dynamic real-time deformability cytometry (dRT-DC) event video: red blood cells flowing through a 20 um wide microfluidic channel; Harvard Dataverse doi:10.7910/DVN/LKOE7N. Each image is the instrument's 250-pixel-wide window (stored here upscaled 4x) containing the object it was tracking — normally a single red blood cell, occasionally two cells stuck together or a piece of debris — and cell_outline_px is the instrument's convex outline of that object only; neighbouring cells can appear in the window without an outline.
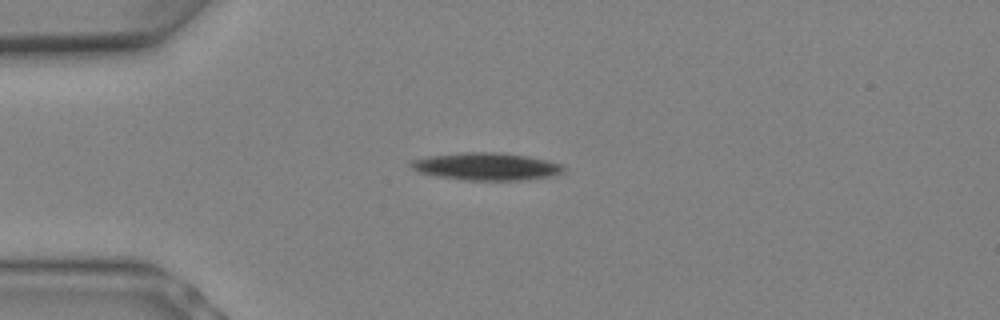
{"species": "Egyptian fruit bat (a non-hibernating species)", "species_latin": "Rousettus aegyptiacus", "temperature_condition": "warm", "stored_images_in_passage": 6, "camera_frame_rate_fps": 3000, "um_per_image_px": 0.085, "animal": {"sex": "female"}, "frame": {"image": 1, "passage_image": 5, "time_ms": 1.333, "image_size_px": [1000, 320], "cell_outline_px": [[564, 172], [556, 176], [528, 180], [464, 180], [436, 176], [420, 172], [412, 168], [408, 164], [412, 160], [428, 156], [464, 152], [500, 152], [528, 156], [548, 160], [564, 164]], "centroid_in_image_um": [41.41, 14.15], "position_along_channel_um": 43.6, "area_um2": 24.8}}